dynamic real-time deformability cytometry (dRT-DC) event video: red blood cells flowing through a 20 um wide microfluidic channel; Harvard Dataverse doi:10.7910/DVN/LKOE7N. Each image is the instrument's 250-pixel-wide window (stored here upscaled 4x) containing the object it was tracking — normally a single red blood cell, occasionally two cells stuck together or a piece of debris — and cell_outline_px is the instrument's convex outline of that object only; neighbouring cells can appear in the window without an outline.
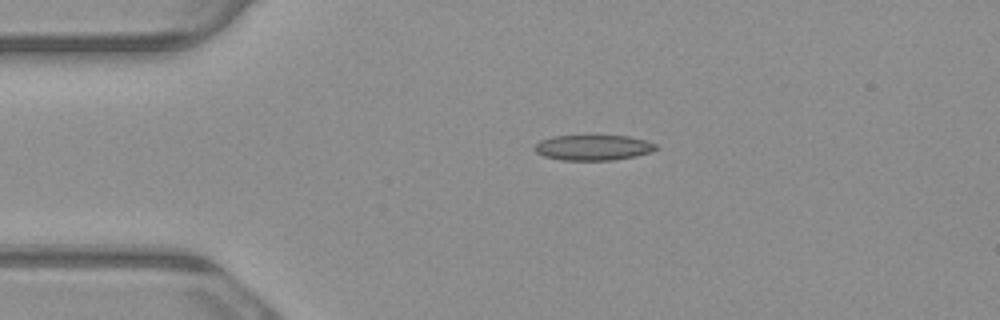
{"species": "common noctule bat (a hibernating species)", "species_latin": "Nyctalus noctula", "temperature_condition": "warm", "stored_images_in_passage": 2, "camera_frame_rate_fps": 3000, "um_per_image_px": 0.085, "animal": {"sex": "male", "body_mass_g": 23.1, "forearm_length_mm": 52.7}, "frame": {"image": 1, "passage_image": 1, "time_ms": 0.0, "image_size_px": [1000, 320], "cell_outline_px": [[660, 148], [636, 156], [612, 160], [560, 160], [544, 156], [536, 152], [532, 148], [540, 140], [552, 136], [628, 136], [644, 140], [656, 144]], "centroid_in_image_um": [50.39, 12.54], "position_along_channel_um": 34.6, "area_um2": 17.92}}